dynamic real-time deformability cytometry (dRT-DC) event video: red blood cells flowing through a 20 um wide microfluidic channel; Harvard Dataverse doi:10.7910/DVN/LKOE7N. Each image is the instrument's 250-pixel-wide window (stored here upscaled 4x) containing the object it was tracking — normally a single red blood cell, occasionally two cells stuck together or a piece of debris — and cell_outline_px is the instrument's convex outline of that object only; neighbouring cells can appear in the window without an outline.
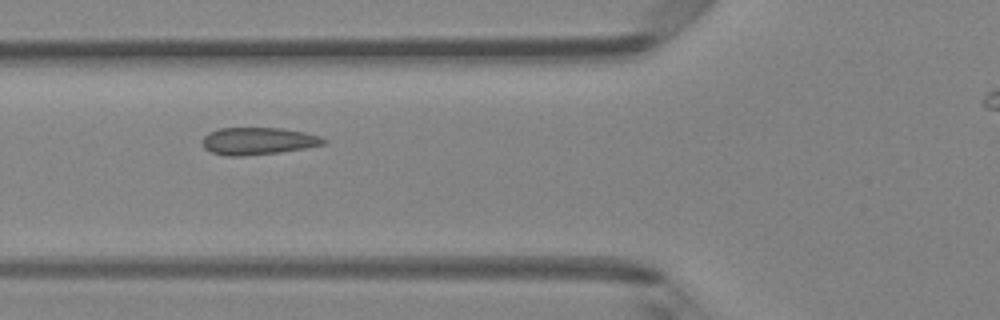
{"species": "Egyptian fruit bat (a non-hibernating species)", "species_latin": "Rousettus aegyptiacus", "temperature_condition": "room temperature", "stored_images_in_passage": 8, "segment_of_instrument_passage": [1, 2], "camera_frame_rate_fps": 3000, "um_per_image_px": 0.085, "animal": {"sex": "female"}, "frame": {"image": 1, "passage_image": 6, "time_ms": 1.667, "image_size_px": [1000, 320], "cell_outline_px": [[328, 140], [324, 144], [304, 148], [280, 152], [240, 156], [228, 156], [212, 152], [204, 148], [204, 136], [208, 132], [220, 128], [280, 128], [304, 132], [320, 136]], "centroid_in_image_um": [21.95, 11.98], "position_along_channel_um": 103.9, "area_um2": 19.07}}
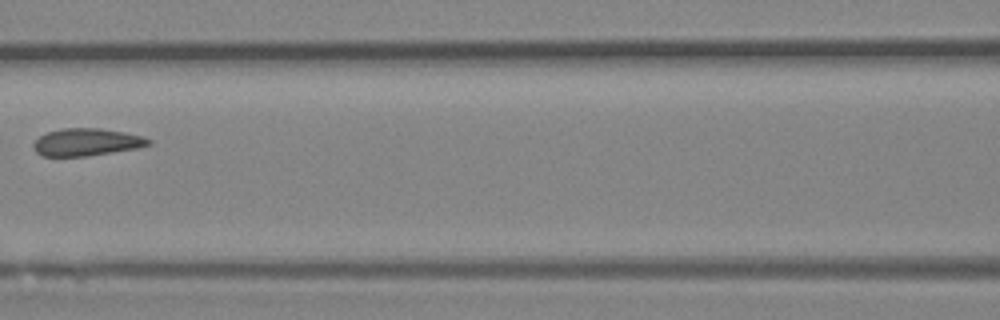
{"frame": {"image": 2, "passage_image": 7, "time_ms": 2.0, "image_size_px": [1000, 320], "cell_outline_px": [[152, 144], [140, 148], [88, 156], [40, 156], [32, 148], [32, 144], [40, 136], [48, 132], [60, 128], [100, 128], [124, 132], [140, 136], [152, 140]], "centroid_in_image_um": [7.36, 12.09], "position_along_channel_um": 159.2, "area_um2": 18.55}}